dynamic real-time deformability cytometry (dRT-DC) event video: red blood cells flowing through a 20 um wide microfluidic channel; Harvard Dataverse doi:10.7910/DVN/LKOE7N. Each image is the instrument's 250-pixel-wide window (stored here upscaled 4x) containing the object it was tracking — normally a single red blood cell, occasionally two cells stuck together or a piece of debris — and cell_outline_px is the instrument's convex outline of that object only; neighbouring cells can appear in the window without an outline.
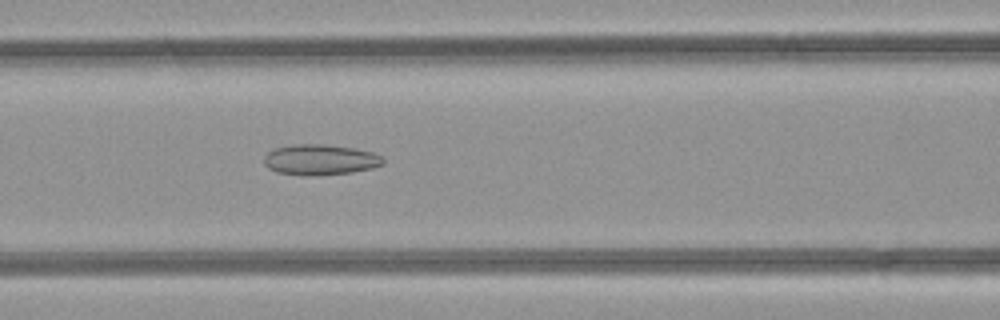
{"species": "common noctule bat (a hibernating species)", "species_latin": "Nyctalus noctula", "temperature_condition": "room temperature", "stored_images_in_passage": 48, "camera_frame_rate_fps": 3000, "um_per_image_px": 0.085, "animal": {"sex": "female", "body_mass_g": 21.9}, "frame": {"image": 1, "passage_image": 20, "time_ms": 6.333, "image_size_px": [1000, 320], "cell_outline_px": [[384, 164], [372, 168], [352, 172], [312, 176], [300, 176], [276, 172], [268, 168], [264, 164], [264, 156], [272, 148], [296, 144], [320, 144], [352, 148], [372, 152], [380, 156], [384, 160]], "centroid_in_image_um": [27.16, 13.59], "position_along_channel_um": 139.4, "area_um2": 21.33}}
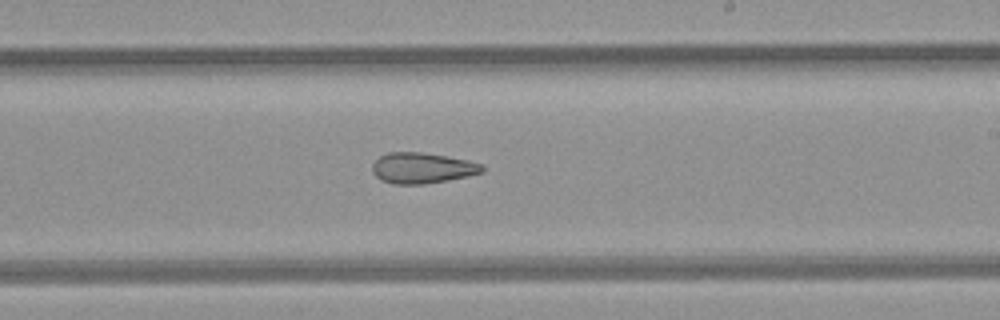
{"frame": {"image": 2, "passage_image": 28, "time_ms": 9.0, "image_size_px": [1000, 320], "cell_outline_px": [[484, 172], [468, 176], [448, 180], [424, 184], [392, 184], [380, 180], [372, 172], [372, 164], [380, 156], [388, 152], [420, 152], [468, 160], [484, 164]], "centroid_in_image_um": [35.89, 14.29], "position_along_channel_um": 253.1, "area_um2": 19.77}}
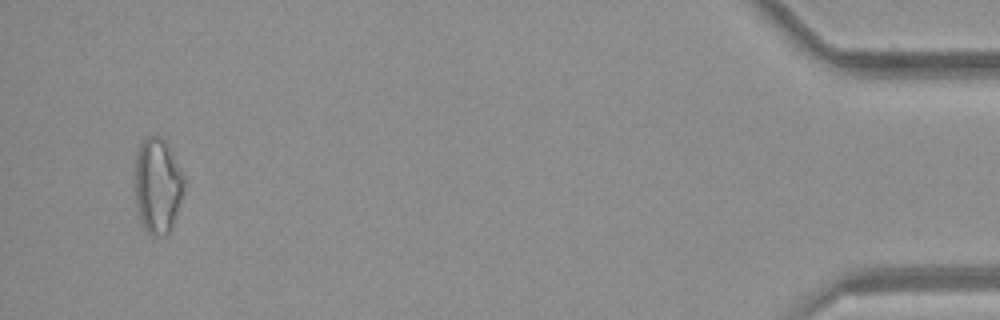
{"frame": {"image": 3, "passage_image": 46, "time_ms": 15.0, "image_size_px": [1000, 320], "cell_outline_px": [[184, 188], [172, 228], [164, 236], [152, 236], [144, 228], [140, 220], [136, 204], [136, 156], [140, 144], [148, 136], [160, 136], [168, 140], [184, 176]], "centroid_in_image_um": [13.42, 15.75], "position_along_channel_um": 421.8, "area_um2": 27.46}, "authors_computed_cell_mechanics": {"area_um2": 23.4379, "velocity_mm_per_s": 4.2713, "shape_relaxation_time_tau1_ms": null, "shape_relaxation_time_tau2_ms": 4.2608, "deformation_change_tau1": null, "deformation_change_tau2": 0.1483}}